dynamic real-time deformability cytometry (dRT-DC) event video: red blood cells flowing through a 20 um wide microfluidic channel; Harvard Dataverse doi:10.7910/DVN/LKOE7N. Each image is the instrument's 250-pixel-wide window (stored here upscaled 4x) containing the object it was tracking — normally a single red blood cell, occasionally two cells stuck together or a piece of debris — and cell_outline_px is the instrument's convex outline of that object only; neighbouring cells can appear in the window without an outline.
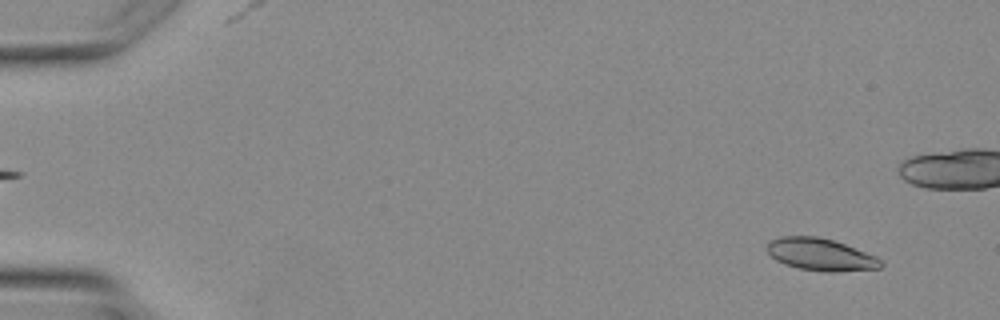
{"species": "Egyptian fruit bat (a non-hibernating species)", "species_latin": "Rousettus aegyptiacus", "temperature_condition": "warm", "stored_images_in_passage": 3, "segment_of_instrument_passage": [2, 2], "camera_frame_rate_fps": 3000, "um_per_image_px": 0.085, "animal": {"sex": "female"}, "frame": {"image": 1, "passage_image": 3, "time_ms": 5.0, "image_size_px": [1000, 320], "cell_outline_px": [[884, 264], [880, 268], [836, 272], [828, 272], [800, 268], [784, 264], [776, 260], [768, 252], [768, 244], [772, 240], [780, 236], [820, 236], [844, 244], [876, 256]], "centroid_in_image_um": [69.77, 21.63], "position_along_channel_um": 15.2, "area_um2": 21.15}}